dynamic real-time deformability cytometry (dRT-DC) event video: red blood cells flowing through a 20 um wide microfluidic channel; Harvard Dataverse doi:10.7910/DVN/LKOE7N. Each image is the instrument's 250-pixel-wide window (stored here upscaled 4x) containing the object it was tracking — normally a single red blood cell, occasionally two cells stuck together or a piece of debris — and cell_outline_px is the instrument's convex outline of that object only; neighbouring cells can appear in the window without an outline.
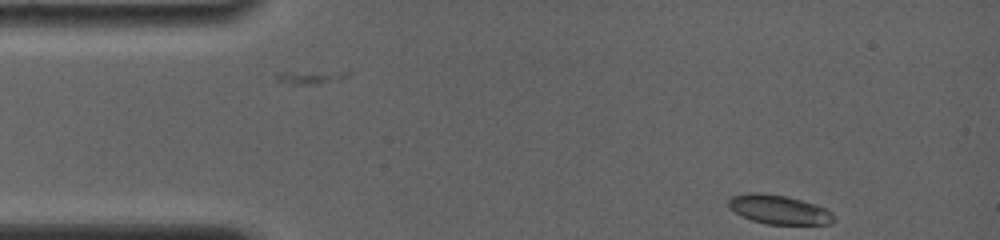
{"species": "common noctule bat (a hibernating species)", "species_latin": "Nyctalus noctula", "temperature_condition": "room temperature", "stored_images_in_passage": 62, "camera_frame_rate_fps": 4000, "um_per_image_px": 0.085, "animal": {"sex": "female", "body_mass_g": 19.0, "forearm_length_mm": 56.7}, "frame": {"image": 1, "passage_image": 1, "time_ms": 0.0, "image_size_px": [1000, 240], "cell_outline_px": [[832, 224], [768, 224], [752, 220], [736, 212], [728, 204], [728, 200], [732, 196], [756, 192], [760, 192], [788, 196], [816, 204], [832, 212]], "centroid_in_image_um": [66.23, 17.8], "position_along_channel_um": 18.8, "area_um2": 17.57}}
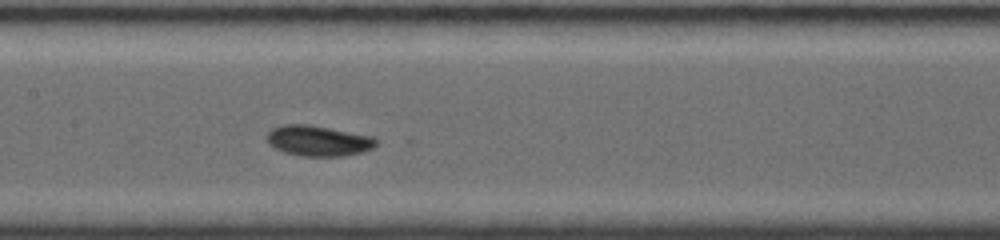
{"frame": {"image": 2, "passage_image": 22, "time_ms": 6.25, "image_size_px": [1000, 240], "cell_outline_px": [[380, 140], [372, 148], [360, 152], [344, 156], [300, 156], [284, 152], [276, 148], [268, 140], [268, 132], [272, 128], [284, 124], [308, 124], [372, 136]], "centroid_in_image_um": [27.08, 11.96], "position_along_channel_um": 180.3, "area_um2": 19.25}}
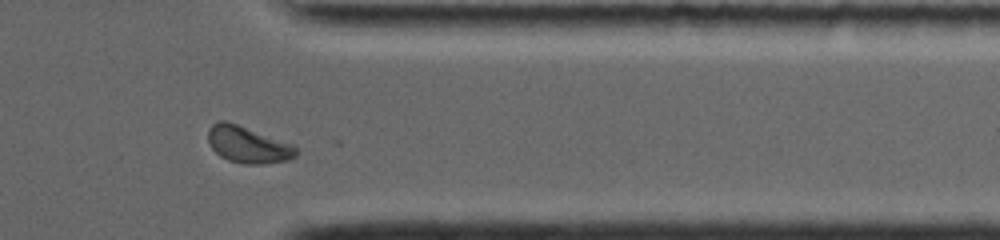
{"frame": {"image": 3, "passage_image": 52, "time_ms": 11.75, "image_size_px": [1000, 240], "cell_outline_px": [[296, 156], [288, 160], [260, 164], [244, 164], [228, 160], [220, 156], [212, 148], [208, 140], [208, 128], [216, 120], [228, 120], [296, 144]], "centroid_in_image_um": [21.08, 12.26], "position_along_channel_um": 390.3, "area_um2": 19.25}, "authors_computed_cell_mechanics": {"area_um2": 18.7561, "velocity_mm_per_s": 3.8152, "shape_relaxation_time_tau1_ms": 3.1177, "shape_relaxation_time_tau2_ms": null, "deformation_change_tau1": 0.0846, "deformation_change_tau2": null}}